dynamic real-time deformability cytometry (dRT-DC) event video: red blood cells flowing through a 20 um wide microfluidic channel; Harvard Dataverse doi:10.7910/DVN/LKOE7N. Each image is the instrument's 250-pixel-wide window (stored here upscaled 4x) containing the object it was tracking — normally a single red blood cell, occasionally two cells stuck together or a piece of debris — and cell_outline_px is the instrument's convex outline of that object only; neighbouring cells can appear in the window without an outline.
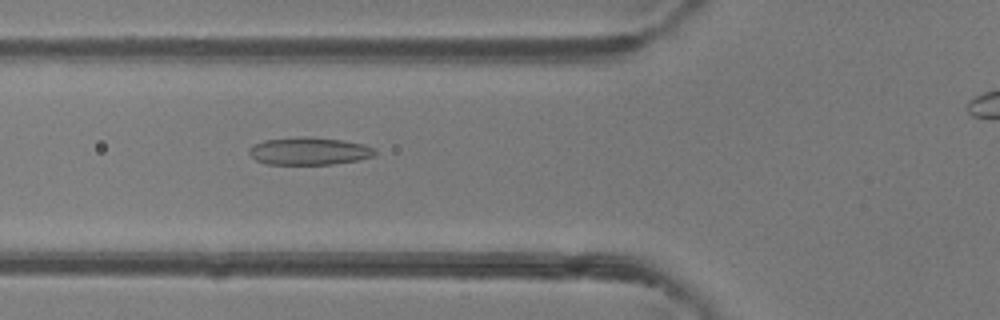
{"species": "common noctule bat (a hibernating species)", "species_latin": "Nyctalus noctula", "temperature_condition": "room temperature", "stored_images_in_passage": 43, "camera_frame_rate_fps": 3000, "um_per_image_px": 0.085, "animal": {"sex": "female"}, "frame": {"image": 1, "passage_image": 18, "time_ms": 5.667, "image_size_px": [1000, 320], "cell_outline_px": [[376, 156], [356, 160], [332, 164], [268, 164], [256, 160], [248, 152], [248, 148], [252, 144], [264, 140], [296, 136], [312, 136], [344, 140], [364, 144], [376, 148]], "centroid_in_image_um": [26.28, 12.82], "position_along_channel_um": 99.5, "area_um2": 20.58}}
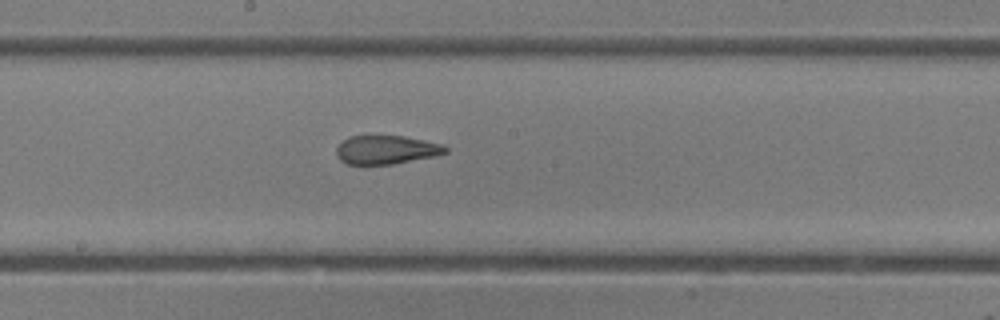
{"frame": {"image": 2, "passage_image": 26, "time_ms": 8.333, "image_size_px": [1000, 320], "cell_outline_px": [[448, 152], [436, 156], [392, 164], [348, 164], [340, 160], [336, 156], [336, 148], [348, 136], [372, 132], [404, 136], [444, 144], [448, 148]], "centroid_in_image_um": [32.82, 12.67], "position_along_channel_um": 215.4, "area_um2": 19.07}}
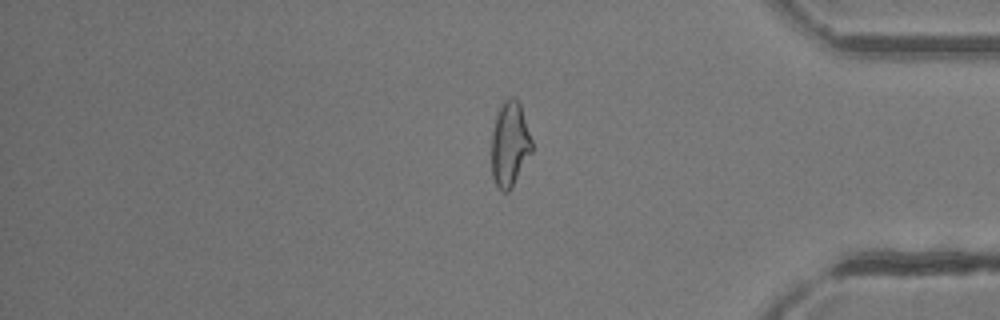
{"frame": {"image": 3, "passage_image": 40, "time_ms": 13.0, "image_size_px": [1000, 320], "cell_outline_px": [[532, 152], [512, 188], [508, 192], [504, 192], [496, 184], [492, 176], [492, 132], [496, 116], [504, 100], [508, 96], [512, 96], [520, 104], [532, 140]], "centroid_in_image_um": [43.34, 12.26], "position_along_channel_um": 391.9, "area_um2": 19.88}}